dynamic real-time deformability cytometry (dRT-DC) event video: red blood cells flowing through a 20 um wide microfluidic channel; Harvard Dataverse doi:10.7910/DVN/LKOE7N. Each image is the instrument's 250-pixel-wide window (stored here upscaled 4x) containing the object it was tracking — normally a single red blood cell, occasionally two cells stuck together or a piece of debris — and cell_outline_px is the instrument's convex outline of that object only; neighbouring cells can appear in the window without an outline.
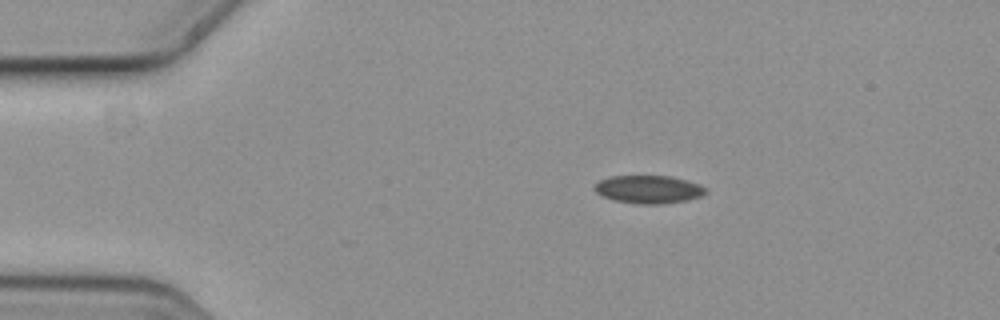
{"species": "common noctule bat (a hibernating species)", "species_latin": "Nyctalus noctula", "temperature_condition": "cold", "stored_images_in_passage": 5, "camera_frame_rate_fps": 3000, "um_per_image_px": 0.085, "animal": {"sex": "female", "body_mass_g": 19.3, "forearm_length_mm": 54.1}, "frame": {"image": 1, "passage_image": 2, "time_ms": 0.333, "image_size_px": [1000, 320], "cell_outline_px": [[708, 192], [700, 196], [688, 200], [664, 204], [636, 204], [612, 200], [600, 196], [596, 192], [596, 184], [600, 180], [612, 176], [668, 176], [700, 184], [708, 188]], "centroid_in_image_um": [55.15, 16.11], "position_along_channel_um": 29.9, "area_um2": 18.21}}
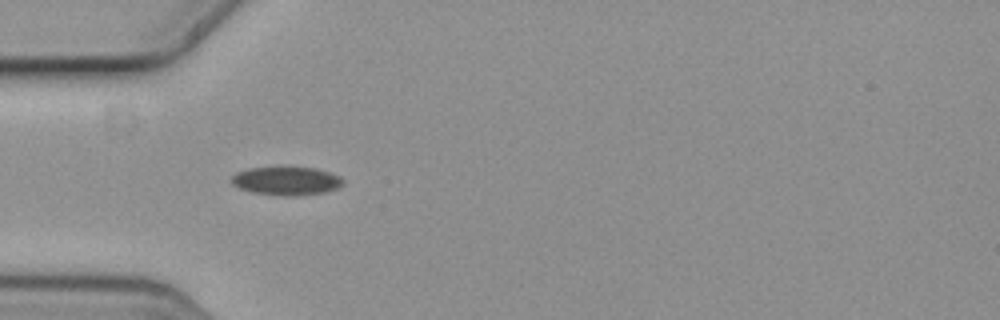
{"frame": {"image": 2, "passage_image": 4, "time_ms": 1.0, "image_size_px": [1000, 320], "cell_outline_px": [[344, 184], [328, 192], [300, 196], [284, 196], [252, 192], [240, 188], [232, 184], [232, 176], [236, 172], [248, 168], [312, 168], [328, 172], [340, 176], [344, 180]], "centroid_in_image_um": [24.37, 15.4], "position_along_channel_um": 60.6, "area_um2": 18.38}}
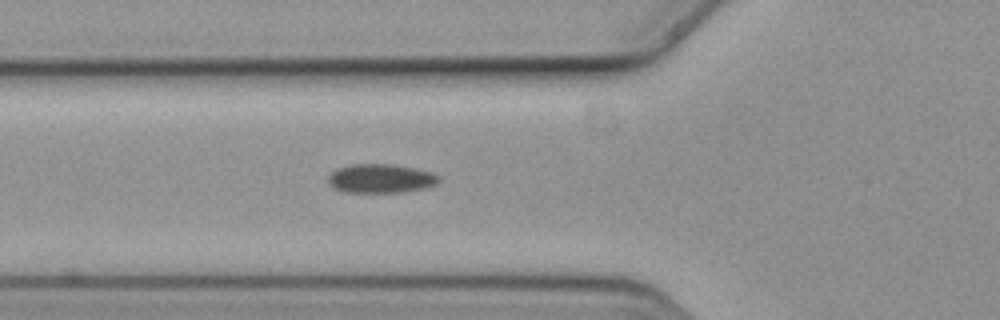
{"frame": {"image": 3, "passage_image": 5, "time_ms": 1.333, "image_size_px": [1000, 320], "cell_outline_px": [[440, 180], [436, 184], [428, 188], [404, 192], [344, 192], [336, 188], [328, 180], [328, 176], [336, 168], [352, 164], [392, 164], [416, 168], [432, 172], [440, 176]], "centroid_in_image_um": [32.42, 15.17], "position_along_channel_um": 93.4, "area_um2": 18.79}}